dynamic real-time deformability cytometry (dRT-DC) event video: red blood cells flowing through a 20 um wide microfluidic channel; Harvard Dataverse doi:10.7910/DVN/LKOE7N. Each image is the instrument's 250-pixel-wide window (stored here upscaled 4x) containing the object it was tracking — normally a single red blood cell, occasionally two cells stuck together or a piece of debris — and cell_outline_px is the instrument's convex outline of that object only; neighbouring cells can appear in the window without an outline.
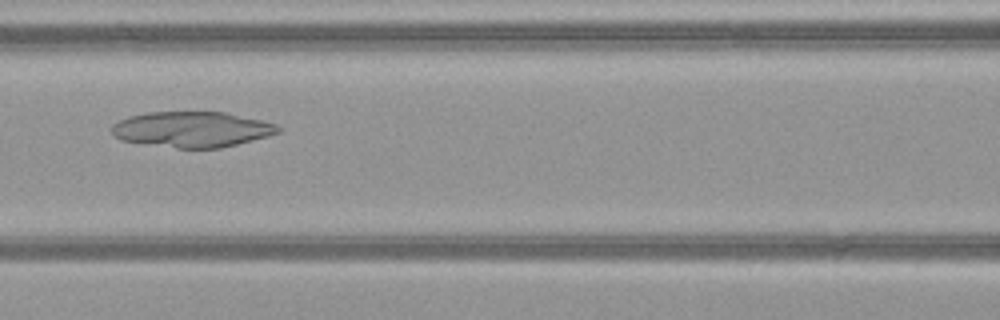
{"species": "common noctule bat (a hibernating species)", "species_latin": "Nyctalus noctula", "temperature_condition": "warm", "stored_images_in_passage": 38, "camera_frame_rate_fps": 3000, "um_per_image_px": 0.085, "animal": {"sex": "female", "body_mass_g": 21.9}, "frame": {"image": 1, "passage_image": 16, "time_ms": 5.0, "image_size_px": [1000, 320], "cell_outline_px": [[284, 128], [280, 132], [268, 136], [220, 148], [176, 148], [120, 140], [112, 132], [112, 124], [128, 116], [148, 112], [228, 112], [276, 124]], "centroid_in_image_um": [16.34, 10.99], "position_along_channel_um": 150.3, "area_um2": 34.51}}
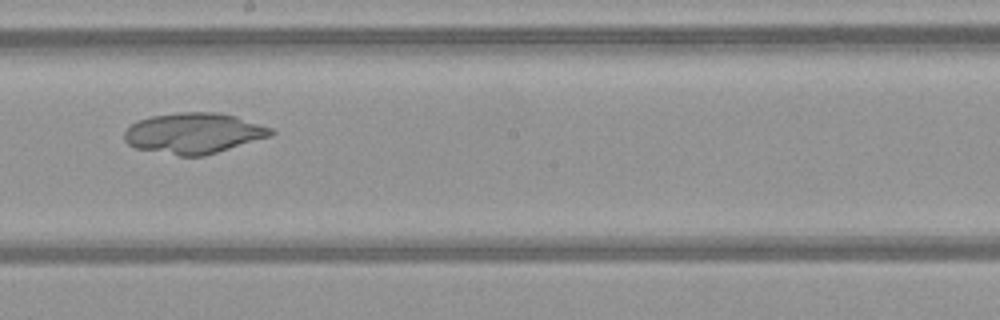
{"frame": {"image": 2, "passage_image": 22, "time_ms": 7.0, "image_size_px": [1000, 320], "cell_outline_px": [[276, 132], [272, 136], [204, 156], [180, 156], [136, 148], [128, 144], [124, 140], [124, 132], [136, 120], [152, 116], [180, 112], [220, 112], [236, 116], [272, 128]], "centroid_in_image_um": [16.48, 11.32], "position_along_channel_um": 231.7, "area_um2": 34.85}}
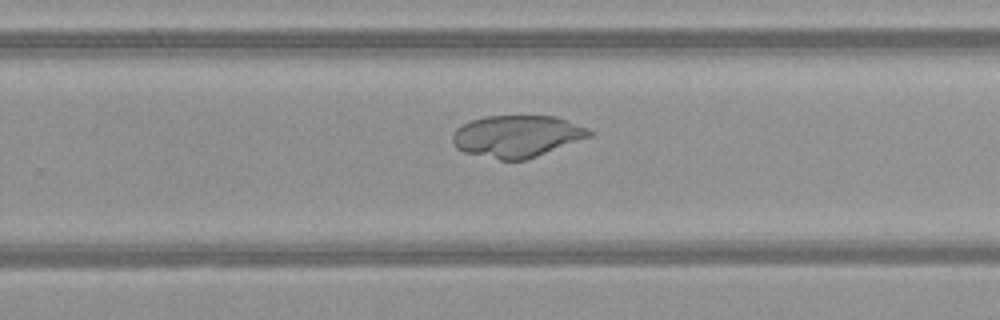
{"frame": {"image": 3, "passage_image": 26, "time_ms": 8.333, "image_size_px": [1000, 320], "cell_outline_px": [[592, 136], [536, 156], [524, 160], [500, 160], [464, 152], [456, 148], [452, 144], [452, 136], [456, 128], [472, 120], [484, 116], [556, 116], [588, 128], [592, 132]], "centroid_in_image_um": [43.92, 11.58], "position_along_channel_um": 285.9, "area_um2": 33.29}}